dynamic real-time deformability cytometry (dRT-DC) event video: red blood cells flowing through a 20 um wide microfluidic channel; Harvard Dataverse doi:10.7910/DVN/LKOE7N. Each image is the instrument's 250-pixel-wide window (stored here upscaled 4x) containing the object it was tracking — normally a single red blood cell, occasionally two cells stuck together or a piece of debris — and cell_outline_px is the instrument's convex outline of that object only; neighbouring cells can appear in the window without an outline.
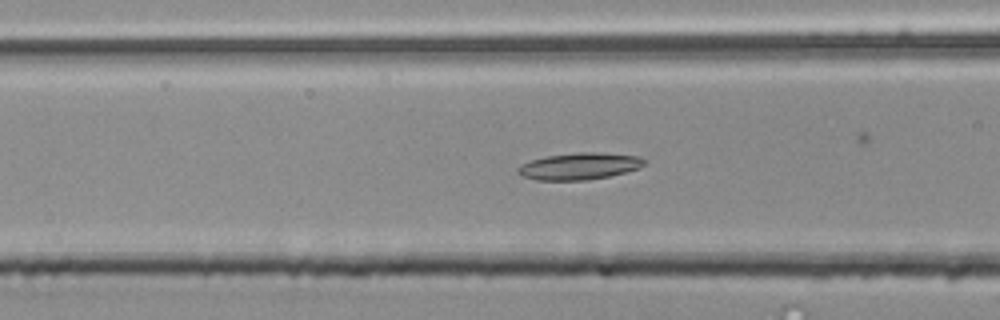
{"species": "common noctule bat (a hibernating species)", "species_latin": "Nyctalus noctula", "temperature_condition": "room temperature", "stored_images_in_passage": 40, "camera_frame_rate_fps": 3000, "um_per_image_px": 0.085, "animal": {"sex": "male", "body_mass_g": 20.4}, "frame": {"image": 1, "passage_image": 6, "time_ms": 1.667, "image_size_px": [1000, 320], "cell_outline_px": [[644, 164], [640, 168], [608, 176], [588, 180], [536, 180], [524, 176], [516, 172], [516, 168], [520, 164], [532, 160], [548, 156], [580, 152], [596, 152], [640, 156], [644, 160]], "centroid_in_image_um": [49.23, 14.13], "position_along_channel_um": 117.4, "area_um2": 19.59}}
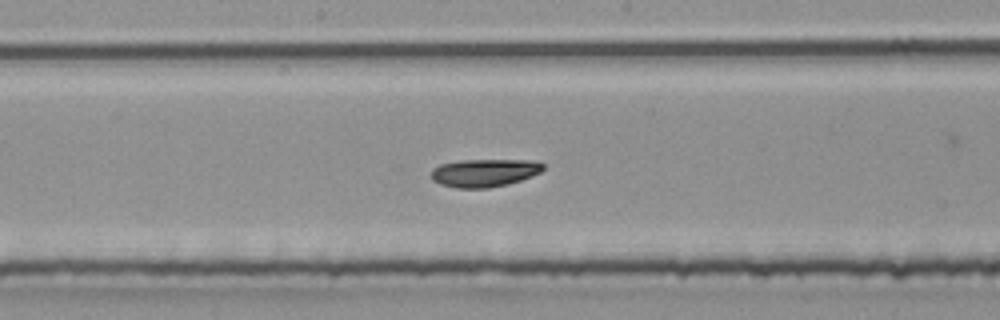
{"frame": {"image": 2, "passage_image": 13, "time_ms": 4.0, "image_size_px": [1000, 320], "cell_outline_px": [[544, 168], [540, 172], [532, 176], [508, 184], [488, 188], [456, 188], [440, 184], [432, 180], [432, 168], [440, 164], [460, 160], [532, 160], [544, 164]], "centroid_in_image_um": [41.16, 14.69], "position_along_channel_um": 207.0, "area_um2": 18.26}}
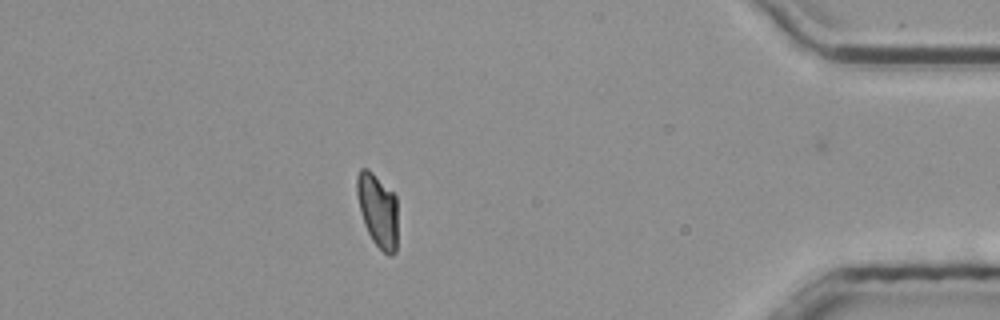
{"frame": {"image": 3, "passage_image": 32, "time_ms": 10.333, "image_size_px": [1000, 320], "cell_outline_px": [[396, 252], [392, 256], [388, 256], [372, 240], [364, 224], [356, 192], [356, 176], [360, 168], [368, 168], [396, 196]], "centroid_in_image_um": [32.09, 17.86], "position_along_channel_um": 403.1, "area_um2": 17.34}, "authors_computed_cell_mechanics": {"area_um2": 17.918, "velocity_mm_per_s": 3.8171, "shape_relaxation_time_tau1_ms": null, "shape_relaxation_time_tau2_ms": 1.4505, "deformation_change_tau1": null, "deformation_change_tau2": 0.0801}}